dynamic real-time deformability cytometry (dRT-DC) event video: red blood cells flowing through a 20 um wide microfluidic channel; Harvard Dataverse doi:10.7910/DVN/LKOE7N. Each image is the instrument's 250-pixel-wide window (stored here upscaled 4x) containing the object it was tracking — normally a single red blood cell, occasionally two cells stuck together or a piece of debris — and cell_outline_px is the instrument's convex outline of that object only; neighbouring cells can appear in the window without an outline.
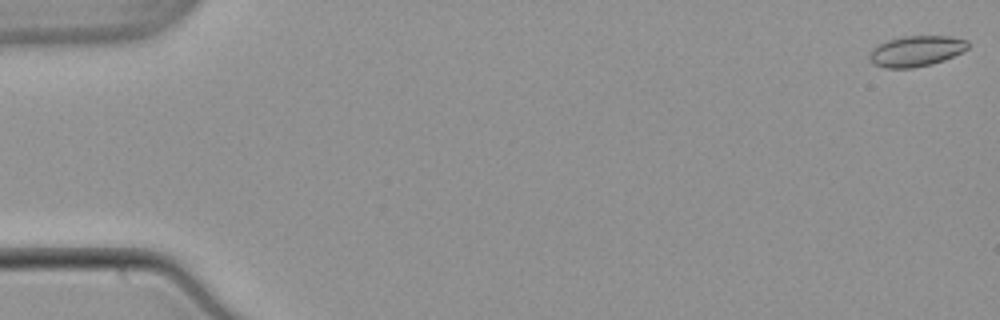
{"species": "common noctule bat (a hibernating species)", "species_latin": "Nyctalus noctula", "temperature_condition": "warm", "stored_images_in_passage": 54, "camera_frame_rate_fps": 3000, "um_per_image_px": 0.085, "animal": {"sex": "male", "body_mass_g": 21.5, "forearm_length_mm": 52.0}, "frame": {"image": 1, "passage_image": 1, "time_ms": 0.0, "image_size_px": [1000, 320], "cell_outline_px": [[968, 48], [944, 60], [932, 64], [912, 68], [884, 68], [872, 64], [868, 56], [872, 48], [888, 40], [904, 36], [952, 36], [968, 40]], "centroid_in_image_um": [77.85, 4.34], "position_along_channel_um": 7.1, "area_um2": 17.63}}
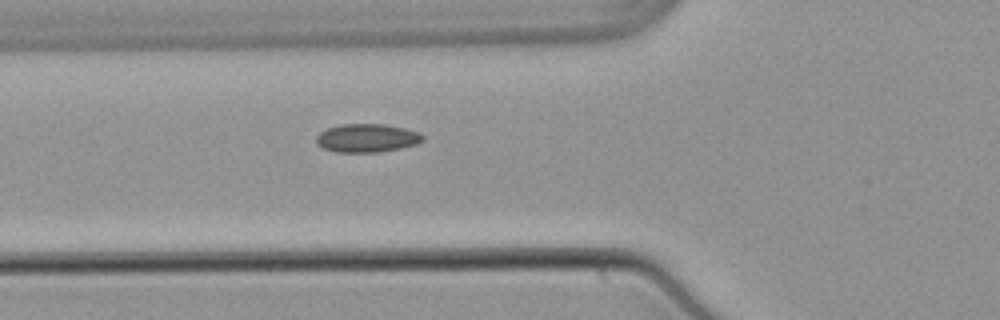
{"frame": {"image": 2, "passage_image": 20, "time_ms": 6.333, "image_size_px": [1000, 320], "cell_outline_px": [[424, 140], [416, 144], [400, 148], [376, 152], [336, 152], [324, 148], [316, 144], [316, 136], [320, 132], [328, 128], [340, 124], [384, 124], [404, 128], [420, 132], [424, 136]], "centroid_in_image_um": [31.19, 11.73], "position_along_channel_um": 94.6, "area_um2": 17.63}}
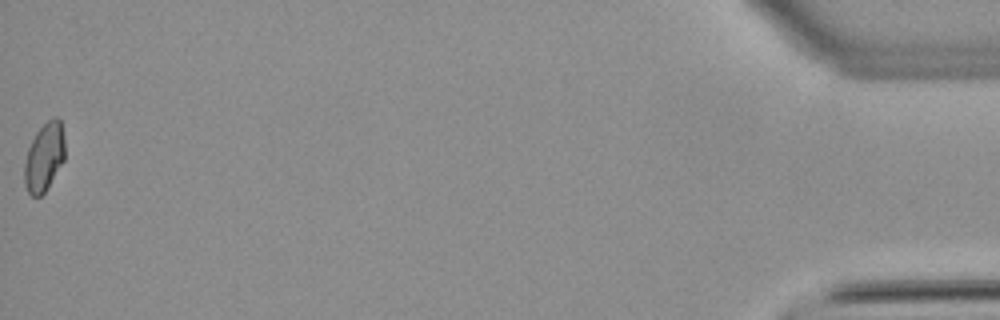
{"frame": {"image": 3, "passage_image": 54, "time_ms": 17.667, "image_size_px": [1000, 320], "cell_outline_px": [[64, 160], [44, 192], [40, 196], [32, 196], [28, 192], [24, 184], [24, 164], [28, 148], [36, 132], [52, 116], [60, 116], [64, 136]], "centroid_in_image_um": [3.76, 13.31], "position_along_channel_um": 431.4, "area_um2": 16.13}, "authors_computed_cell_mechanics": {"area_um2": 16.9643, "velocity_mm_per_s": 3.8411, "shape_relaxation_time_tau1_ms": null, "shape_relaxation_time_tau2_ms": 1.8215, "deformation_change_tau1": null, "deformation_change_tau2": 0.0567}}